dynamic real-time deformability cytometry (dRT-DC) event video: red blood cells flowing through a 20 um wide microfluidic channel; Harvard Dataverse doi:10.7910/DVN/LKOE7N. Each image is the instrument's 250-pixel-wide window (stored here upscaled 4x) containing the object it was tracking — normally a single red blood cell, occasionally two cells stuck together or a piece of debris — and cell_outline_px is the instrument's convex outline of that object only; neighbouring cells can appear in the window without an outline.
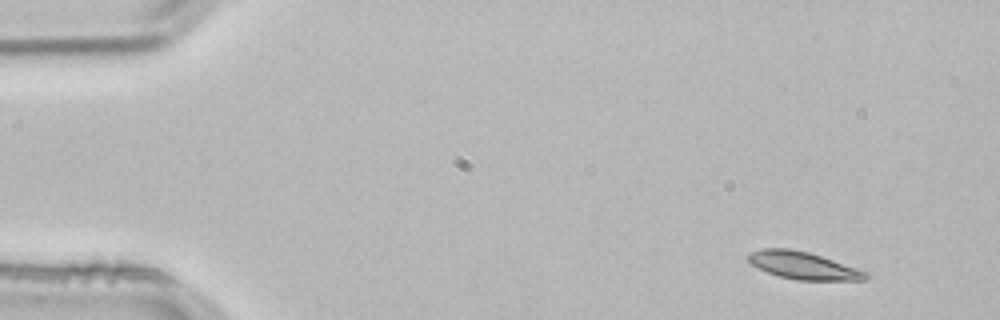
{"species": "common noctule bat (a hibernating species)", "species_latin": "Nyctalus noctula", "temperature_condition": "room temperature", "stored_images_in_passage": 3, "camera_frame_rate_fps": 3000, "um_per_image_px": 0.085, "animal": {"sex": "male", "body_mass_g": 21.5, "forearm_length_mm": 52.0}, "frame": {"image": 1, "passage_image": 1, "time_ms": 0.0, "image_size_px": [1000, 320], "cell_outline_px": [[872, 276], [868, 280], [796, 280], [780, 276], [768, 272], [752, 264], [748, 260], [748, 256], [752, 252], [764, 248], [788, 248], [808, 252], [872, 272]], "centroid_in_image_um": [68.41, 22.58], "position_along_channel_um": 16.6, "area_um2": 18.84}}
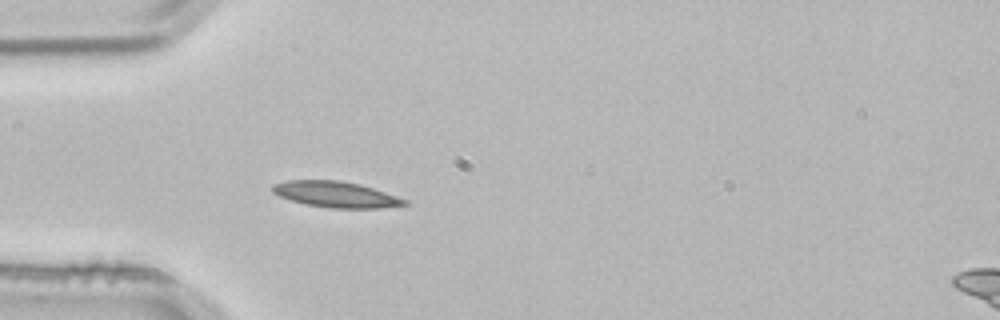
{"frame": {"image": 2, "passage_image": 3, "time_ms": 0.667, "image_size_px": [1000, 320], "cell_outline_px": [[412, 204], [380, 208], [332, 208], [304, 204], [280, 196], [272, 192], [272, 184], [288, 180], [340, 180], [360, 184], [408, 200]], "centroid_in_image_um": [28.56, 16.52], "position_along_channel_um": 56.4, "area_um2": 19.94}}